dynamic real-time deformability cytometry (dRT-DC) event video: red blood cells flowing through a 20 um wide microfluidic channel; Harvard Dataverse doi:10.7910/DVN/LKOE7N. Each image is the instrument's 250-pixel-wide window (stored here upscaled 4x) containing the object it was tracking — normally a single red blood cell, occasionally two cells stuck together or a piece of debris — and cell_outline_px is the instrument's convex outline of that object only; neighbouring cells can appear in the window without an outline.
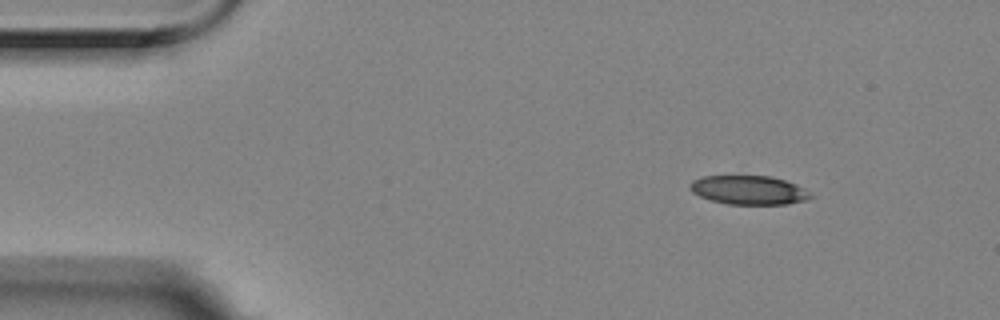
{"species": "Egyptian fruit bat (a non-hibernating species)", "species_latin": "Rousettus aegyptiacus", "temperature_condition": "room temperature", "stored_images_in_passage": 31, "camera_frame_rate_fps": 3000, "um_per_image_px": 0.085, "animal": {"sex": "female"}, "frame": {"image": 1, "passage_image": 1, "time_ms": 0.0, "image_size_px": [1000, 320], "cell_outline_px": [[812, 196], [804, 200], [788, 204], [728, 204], [712, 200], [700, 196], [692, 192], [688, 188], [688, 184], [692, 180], [704, 176], [772, 176], [796, 184], [804, 188]], "centroid_in_image_um": [63.6, 16.15], "position_along_channel_um": 21.4, "area_um2": 20.23}}
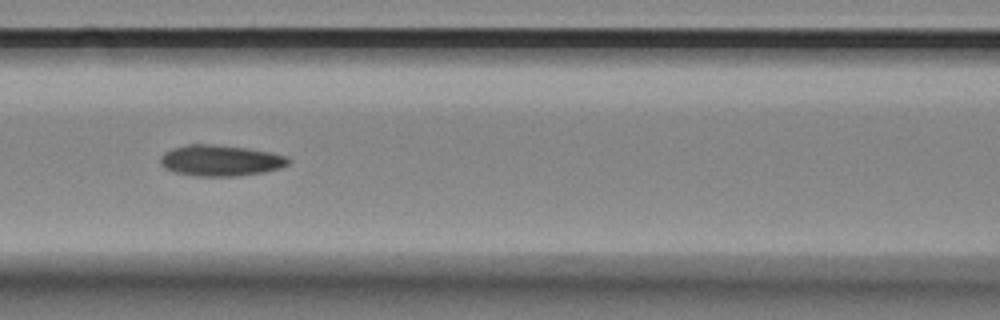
{"frame": {"image": 2, "passage_image": 18, "time_ms": 5.667, "image_size_px": [1000, 320], "cell_outline_px": [[292, 160], [288, 164], [280, 168], [264, 172], [236, 176], [196, 176], [176, 172], [164, 168], [160, 164], [160, 156], [164, 152], [172, 148], [188, 144], [212, 144], [248, 148], [272, 152], [288, 156]], "centroid_in_image_um": [18.76, 13.63], "position_along_channel_um": 147.8, "area_um2": 23.35}}
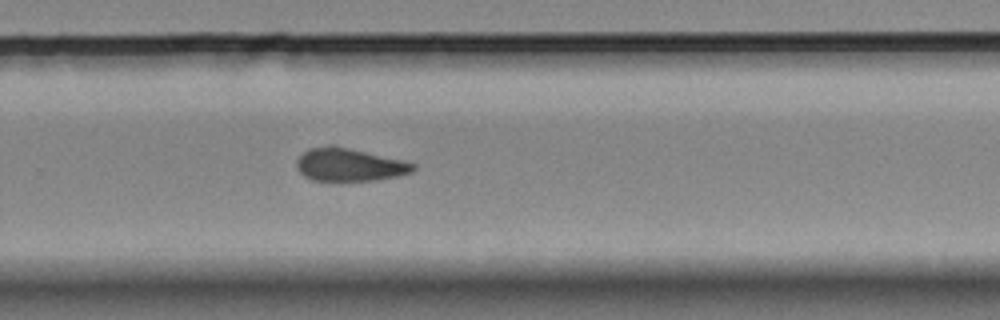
{"frame": {"image": 3, "passage_image": 31, "time_ms": 10.0, "image_size_px": [1000, 320], "cell_outline_px": [[416, 168], [412, 172], [396, 176], [376, 180], [312, 180], [304, 176], [300, 172], [296, 164], [296, 160], [308, 148], [328, 144], [336, 144], [416, 164]], "centroid_in_image_um": [29.66, 13.97], "position_along_channel_um": 300.1, "area_um2": 22.37}}